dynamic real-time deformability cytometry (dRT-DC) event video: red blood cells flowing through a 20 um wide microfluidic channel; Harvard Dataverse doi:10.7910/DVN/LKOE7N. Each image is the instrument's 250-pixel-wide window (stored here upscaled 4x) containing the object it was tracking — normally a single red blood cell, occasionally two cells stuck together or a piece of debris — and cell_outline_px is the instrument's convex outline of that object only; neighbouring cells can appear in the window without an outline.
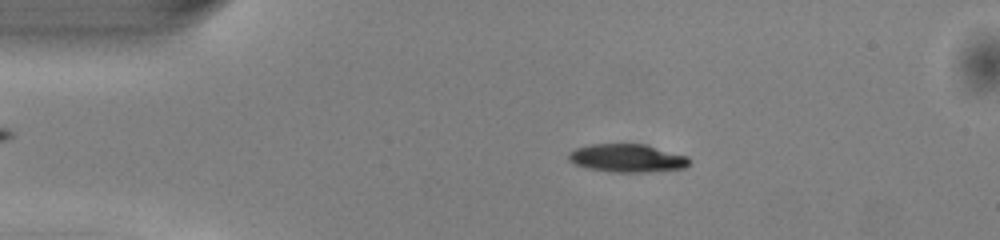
{"species": "common noctule bat (a hibernating species)", "species_latin": "Nyctalus noctula", "temperature_condition": "warm", "stored_images_in_passage": 47, "camera_frame_rate_fps": 3000, "um_per_image_px": 0.085, "animal": {"sex": "male", "body_mass_g": 13.0, "forearm_length_mm": 53.1}, "frame": {"image": 1, "passage_image": 7, "time_ms": 2.0, "image_size_px": [1000, 240], "cell_outline_px": [[692, 160], [684, 168], [648, 172], [616, 172], [588, 168], [576, 164], [568, 160], [568, 152], [576, 148], [592, 144], [648, 144], [688, 156]], "centroid_in_image_um": [53.35, 13.43], "position_along_channel_um": 31.7, "area_um2": 19.88}}
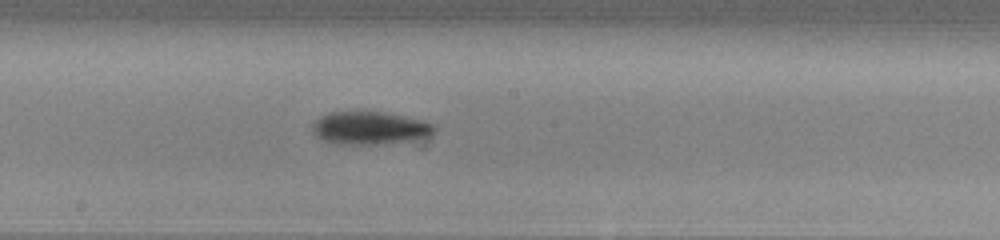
{"frame": {"image": 2, "passage_image": 24, "time_ms": 7.667, "image_size_px": [1000, 240], "cell_outline_px": [[436, 132], [432, 136], [408, 140], [376, 144], [336, 144], [324, 140], [316, 136], [312, 132], [312, 124], [320, 116], [332, 112], [356, 108], [360, 108], [404, 116], [424, 120], [436, 124]], "centroid_in_image_um": [31.43, 10.83], "position_along_channel_um": 216.8, "area_um2": 24.16}}
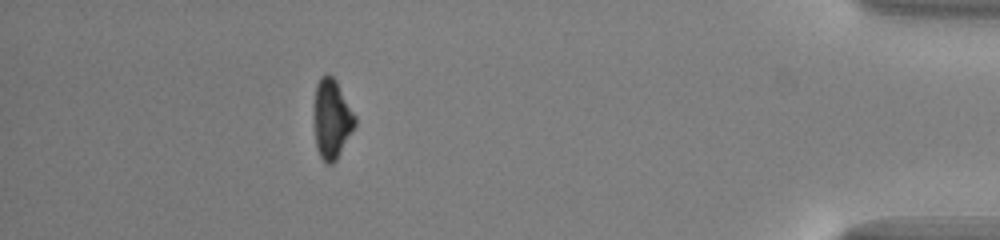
{"frame": {"image": 3, "passage_image": 42, "time_ms": 13.667, "image_size_px": [1000, 240], "cell_outline_px": [[356, 124], [336, 160], [332, 164], [324, 164], [316, 148], [316, 84], [320, 76], [328, 72], [336, 80], [356, 116]], "centroid_in_image_um": [28.23, 10.1], "position_along_channel_um": 407.0, "area_um2": 18.55}, "authors_computed_cell_mechanics": {"area_um2": 20.9814, "velocity_mm_per_s": 4.0929, "shape_relaxation_time_tau1_ms": 1.4399, "shape_relaxation_time_tau2_ms": null, "deformation_change_tau1": 0.1304, "deformation_change_tau2": null}}